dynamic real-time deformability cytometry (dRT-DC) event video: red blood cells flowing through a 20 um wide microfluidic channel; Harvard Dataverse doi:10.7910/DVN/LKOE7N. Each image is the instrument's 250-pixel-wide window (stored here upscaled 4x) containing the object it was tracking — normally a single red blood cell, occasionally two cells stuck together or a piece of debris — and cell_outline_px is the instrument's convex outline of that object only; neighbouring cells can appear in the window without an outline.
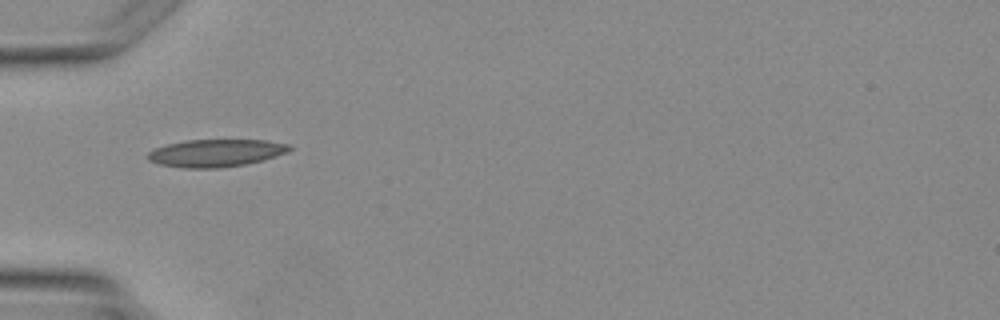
{"species": "Egyptian fruit bat (a non-hibernating species)", "species_latin": "Rousettus aegyptiacus", "temperature_condition": "warm", "stored_images_in_passage": 2, "camera_frame_rate_fps": 3000, "um_per_image_px": 0.085, "animal": {"sex": "female"}, "frame": {"image": 1, "passage_image": 1, "time_ms": 0.0, "image_size_px": [1000, 320], "cell_outline_px": [[292, 148], [288, 152], [264, 160], [244, 164], [220, 168], [184, 168], [160, 164], [148, 160], [144, 156], [148, 152], [156, 148], [168, 144], [184, 140], [264, 140], [288, 144]], "centroid_in_image_um": [18.33, 13.01], "position_along_channel_um": 66.7, "area_um2": 22.72}}
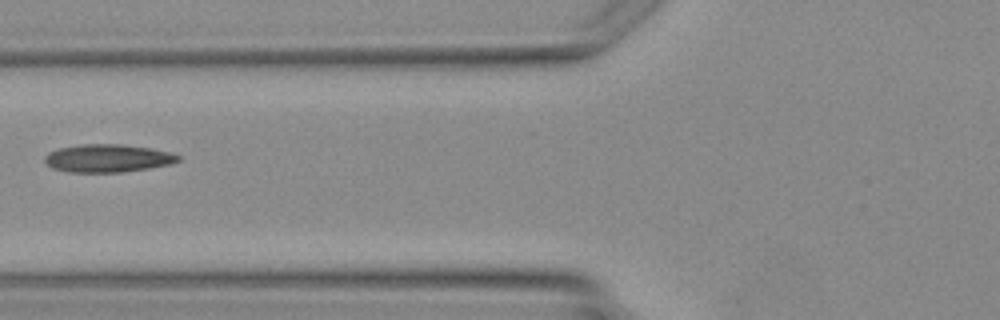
{"frame": {"image": 2, "passage_image": 2, "time_ms": 1.0, "image_size_px": [1000, 320], "cell_outline_px": [[180, 160], [172, 164], [148, 168], [120, 172], [68, 172], [52, 168], [44, 160], [44, 156], [48, 152], [60, 148], [84, 144], [120, 144], [152, 148], [172, 152], [180, 156]], "centroid_in_image_um": [9.18, 13.45], "position_along_channel_um": 116.6, "area_um2": 21.73}}